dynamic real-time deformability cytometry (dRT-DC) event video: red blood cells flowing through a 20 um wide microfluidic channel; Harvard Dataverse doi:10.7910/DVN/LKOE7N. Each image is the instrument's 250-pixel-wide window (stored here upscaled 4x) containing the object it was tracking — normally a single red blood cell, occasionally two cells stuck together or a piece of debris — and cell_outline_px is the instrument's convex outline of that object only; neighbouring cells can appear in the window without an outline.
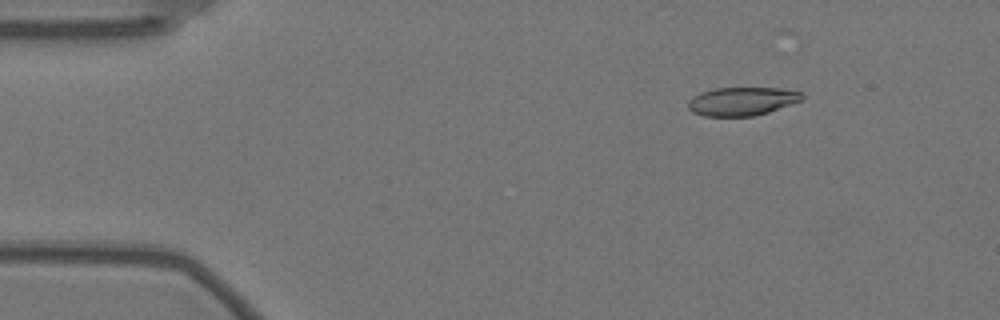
{"species": "Egyptian fruit bat (a non-hibernating species)", "species_latin": "Rousettus aegyptiacus", "temperature_condition": "warm", "stored_images_in_passage": 52, "camera_frame_rate_fps": 3000, "um_per_image_px": 0.085, "animal": {"sex": "female"}, "frame": {"image": 1, "passage_image": 2, "time_ms": 0.333, "image_size_px": [1000, 320], "cell_outline_px": [[804, 100], [768, 112], [752, 116], [704, 116], [692, 112], [688, 108], [688, 100], [692, 96], [700, 92], [716, 88], [780, 88], [800, 92], [804, 96]], "centroid_in_image_um": [63.06, 8.61], "position_along_channel_um": 21.9, "area_um2": 18.96}}
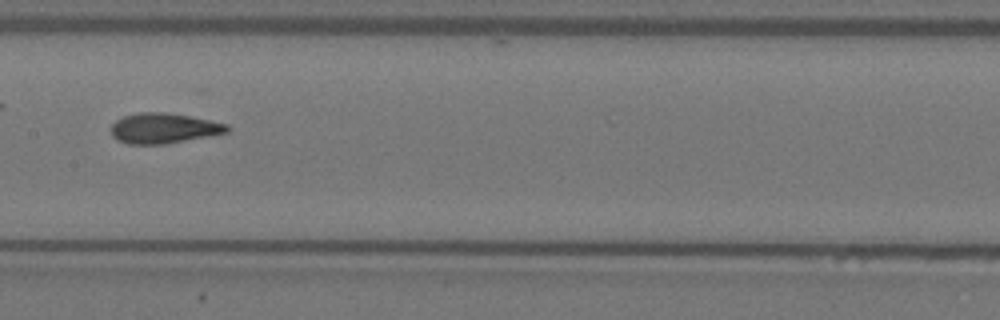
{"frame": {"image": 2, "passage_image": 23, "time_ms": 7.333, "image_size_px": [1000, 320], "cell_outline_px": [[232, 128], [228, 132], [164, 144], [128, 144], [116, 140], [112, 136], [112, 124], [116, 120], [124, 116], [140, 112], [164, 112], [192, 116], [228, 124]], "centroid_in_image_um": [13.92, 10.89], "position_along_channel_um": 193.5, "area_um2": 20.46}}
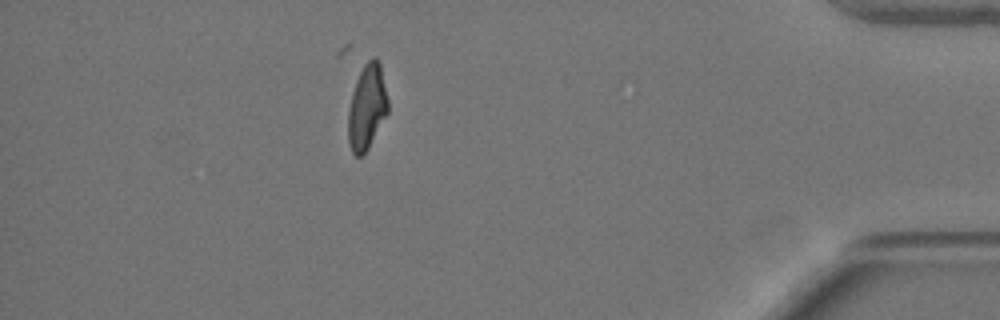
{"frame": {"image": 3, "passage_image": 45, "time_ms": 14.667, "image_size_px": [1000, 320], "cell_outline_px": [[388, 112], [364, 156], [356, 156], [352, 152], [348, 144], [348, 108], [352, 92], [356, 80], [364, 64], [372, 56], [376, 56], [380, 60], [388, 100]], "centroid_in_image_um": [31.19, 9.09], "position_along_channel_um": 404.0, "area_um2": 20.06}, "authors_computed_cell_mechanics": {"area_um2": 20.2589, "velocity_mm_per_s": 3.5295, "shape_relaxation_time_tau1_ms": null, "shape_relaxation_time_tau2_ms": 2.2311, "deformation_change_tau1": null, "deformation_change_tau2": 0.0947}}